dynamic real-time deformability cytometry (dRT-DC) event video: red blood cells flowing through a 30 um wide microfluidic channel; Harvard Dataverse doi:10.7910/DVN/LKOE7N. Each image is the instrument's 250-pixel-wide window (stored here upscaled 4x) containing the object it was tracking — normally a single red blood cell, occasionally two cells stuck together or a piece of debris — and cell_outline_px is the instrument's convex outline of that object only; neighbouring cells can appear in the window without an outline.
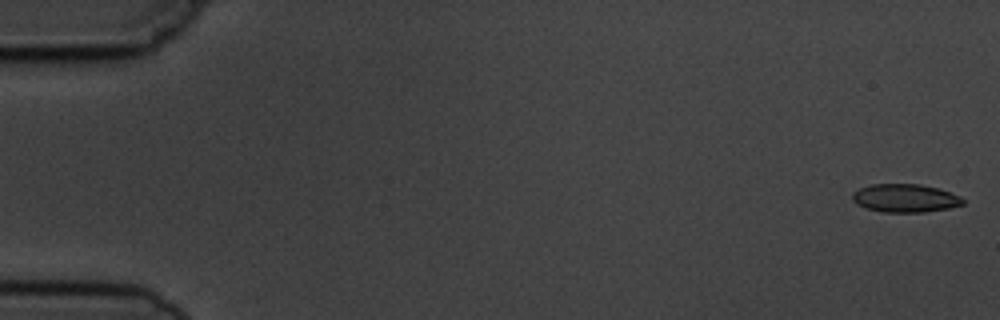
{"species": "common noctule bat (a hibernating species)", "species_latin": "Nyctalus noctula", "temperature_condition": "cold", "stored_images_in_passage": 1, "camera_frame_rate_fps": 3000, "um_per_image_px": 0.085, "animal": {"sex": "male", "body_mass_g": 19.5, "forearm_length_mm": 54.6}, "frame": {"image": 1, "passage_image": 1, "time_ms": 0.0, "image_size_px": [1000, 320], "cell_outline_px": [[964, 204], [948, 208], [924, 212], [884, 212], [864, 208], [856, 204], [852, 200], [852, 192], [860, 188], [872, 184], [920, 184], [936, 188], [960, 196], [964, 200]], "centroid_in_image_um": [76.89, 16.84], "position_along_channel_um": 8.1, "area_um2": 18.15}}